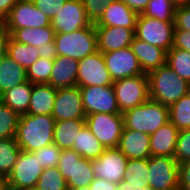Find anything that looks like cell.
<instances>
[{"mask_svg":"<svg viewBox=\"0 0 190 190\" xmlns=\"http://www.w3.org/2000/svg\"><path fill=\"white\" fill-rule=\"evenodd\" d=\"M55 122L51 115H20L15 141L25 152H33L52 144Z\"/></svg>","mask_w":190,"mask_h":190,"instance_id":"1","label":"cell"},{"mask_svg":"<svg viewBox=\"0 0 190 190\" xmlns=\"http://www.w3.org/2000/svg\"><path fill=\"white\" fill-rule=\"evenodd\" d=\"M150 99L169 107L190 92V83L164 65L147 74Z\"/></svg>","mask_w":190,"mask_h":190,"instance_id":"2","label":"cell"},{"mask_svg":"<svg viewBox=\"0 0 190 190\" xmlns=\"http://www.w3.org/2000/svg\"><path fill=\"white\" fill-rule=\"evenodd\" d=\"M122 116L123 128L152 134L169 122V109L149 98L145 103L122 113Z\"/></svg>","mask_w":190,"mask_h":190,"instance_id":"3","label":"cell"},{"mask_svg":"<svg viewBox=\"0 0 190 190\" xmlns=\"http://www.w3.org/2000/svg\"><path fill=\"white\" fill-rule=\"evenodd\" d=\"M58 56H66L80 61L98 51L94 24L71 33H59L54 36Z\"/></svg>","mask_w":190,"mask_h":190,"instance_id":"4","label":"cell"},{"mask_svg":"<svg viewBox=\"0 0 190 190\" xmlns=\"http://www.w3.org/2000/svg\"><path fill=\"white\" fill-rule=\"evenodd\" d=\"M57 167L66 179L68 189L89 187L95 179L92 160L81 157L73 149L61 151Z\"/></svg>","mask_w":190,"mask_h":190,"instance_id":"5","label":"cell"},{"mask_svg":"<svg viewBox=\"0 0 190 190\" xmlns=\"http://www.w3.org/2000/svg\"><path fill=\"white\" fill-rule=\"evenodd\" d=\"M112 86L121 114L150 98L148 76L145 73L115 80Z\"/></svg>","mask_w":190,"mask_h":190,"instance_id":"6","label":"cell"},{"mask_svg":"<svg viewBox=\"0 0 190 190\" xmlns=\"http://www.w3.org/2000/svg\"><path fill=\"white\" fill-rule=\"evenodd\" d=\"M174 22H163L138 14L135 38L168 52L173 46Z\"/></svg>","mask_w":190,"mask_h":190,"instance_id":"7","label":"cell"},{"mask_svg":"<svg viewBox=\"0 0 190 190\" xmlns=\"http://www.w3.org/2000/svg\"><path fill=\"white\" fill-rule=\"evenodd\" d=\"M44 169L33 152H20L12 172L4 181V187L10 190L35 188Z\"/></svg>","mask_w":190,"mask_h":190,"instance_id":"8","label":"cell"},{"mask_svg":"<svg viewBox=\"0 0 190 190\" xmlns=\"http://www.w3.org/2000/svg\"><path fill=\"white\" fill-rule=\"evenodd\" d=\"M174 157L151 156L148 158V184L152 190H178L179 168Z\"/></svg>","mask_w":190,"mask_h":190,"instance_id":"9","label":"cell"},{"mask_svg":"<svg viewBox=\"0 0 190 190\" xmlns=\"http://www.w3.org/2000/svg\"><path fill=\"white\" fill-rule=\"evenodd\" d=\"M85 125L105 148L118 147L124 127L122 114L94 113L87 115Z\"/></svg>","mask_w":190,"mask_h":190,"instance_id":"10","label":"cell"},{"mask_svg":"<svg viewBox=\"0 0 190 190\" xmlns=\"http://www.w3.org/2000/svg\"><path fill=\"white\" fill-rule=\"evenodd\" d=\"M1 25L5 29L41 28L51 26V20L32 0H18Z\"/></svg>","mask_w":190,"mask_h":190,"instance_id":"11","label":"cell"},{"mask_svg":"<svg viewBox=\"0 0 190 190\" xmlns=\"http://www.w3.org/2000/svg\"><path fill=\"white\" fill-rule=\"evenodd\" d=\"M113 83L102 52L96 51L79 61L77 86H108Z\"/></svg>","mask_w":190,"mask_h":190,"instance_id":"12","label":"cell"},{"mask_svg":"<svg viewBox=\"0 0 190 190\" xmlns=\"http://www.w3.org/2000/svg\"><path fill=\"white\" fill-rule=\"evenodd\" d=\"M85 114H121L114 88L108 86L80 87Z\"/></svg>","mask_w":190,"mask_h":190,"instance_id":"13","label":"cell"},{"mask_svg":"<svg viewBox=\"0 0 190 190\" xmlns=\"http://www.w3.org/2000/svg\"><path fill=\"white\" fill-rule=\"evenodd\" d=\"M128 158L116 147L106 148L102 155L92 160L95 177L120 185L126 175Z\"/></svg>","mask_w":190,"mask_h":190,"instance_id":"14","label":"cell"},{"mask_svg":"<svg viewBox=\"0 0 190 190\" xmlns=\"http://www.w3.org/2000/svg\"><path fill=\"white\" fill-rule=\"evenodd\" d=\"M92 25L82 0H67L51 20L55 34L71 33Z\"/></svg>","mask_w":190,"mask_h":190,"instance_id":"15","label":"cell"},{"mask_svg":"<svg viewBox=\"0 0 190 190\" xmlns=\"http://www.w3.org/2000/svg\"><path fill=\"white\" fill-rule=\"evenodd\" d=\"M52 117L55 121L86 118L79 86L57 89Z\"/></svg>","mask_w":190,"mask_h":190,"instance_id":"16","label":"cell"},{"mask_svg":"<svg viewBox=\"0 0 190 190\" xmlns=\"http://www.w3.org/2000/svg\"><path fill=\"white\" fill-rule=\"evenodd\" d=\"M102 54L113 81L144 74L131 47Z\"/></svg>","mask_w":190,"mask_h":190,"instance_id":"17","label":"cell"},{"mask_svg":"<svg viewBox=\"0 0 190 190\" xmlns=\"http://www.w3.org/2000/svg\"><path fill=\"white\" fill-rule=\"evenodd\" d=\"M98 51L105 53L130 47L135 29L95 26Z\"/></svg>","mask_w":190,"mask_h":190,"instance_id":"18","label":"cell"},{"mask_svg":"<svg viewBox=\"0 0 190 190\" xmlns=\"http://www.w3.org/2000/svg\"><path fill=\"white\" fill-rule=\"evenodd\" d=\"M128 159L151 157L150 134L123 128L117 147Z\"/></svg>","mask_w":190,"mask_h":190,"instance_id":"19","label":"cell"},{"mask_svg":"<svg viewBox=\"0 0 190 190\" xmlns=\"http://www.w3.org/2000/svg\"><path fill=\"white\" fill-rule=\"evenodd\" d=\"M138 14L122 0H115L107 5L100 19L94 26L124 27L135 29Z\"/></svg>","mask_w":190,"mask_h":190,"instance_id":"20","label":"cell"},{"mask_svg":"<svg viewBox=\"0 0 190 190\" xmlns=\"http://www.w3.org/2000/svg\"><path fill=\"white\" fill-rule=\"evenodd\" d=\"M131 49L137 56L138 62L143 73L148 74L152 70H156L166 65L167 52L157 46L148 44L137 38H133Z\"/></svg>","mask_w":190,"mask_h":190,"instance_id":"21","label":"cell"},{"mask_svg":"<svg viewBox=\"0 0 190 190\" xmlns=\"http://www.w3.org/2000/svg\"><path fill=\"white\" fill-rule=\"evenodd\" d=\"M78 63V60L66 56H57L53 60L48 84L56 89L77 86Z\"/></svg>","mask_w":190,"mask_h":190,"instance_id":"22","label":"cell"},{"mask_svg":"<svg viewBox=\"0 0 190 190\" xmlns=\"http://www.w3.org/2000/svg\"><path fill=\"white\" fill-rule=\"evenodd\" d=\"M179 130L169 121L150 134L151 156L174 157Z\"/></svg>","mask_w":190,"mask_h":190,"instance_id":"23","label":"cell"},{"mask_svg":"<svg viewBox=\"0 0 190 190\" xmlns=\"http://www.w3.org/2000/svg\"><path fill=\"white\" fill-rule=\"evenodd\" d=\"M57 89L50 84H33L31 99L27 114L51 115Z\"/></svg>","mask_w":190,"mask_h":190,"instance_id":"24","label":"cell"},{"mask_svg":"<svg viewBox=\"0 0 190 190\" xmlns=\"http://www.w3.org/2000/svg\"><path fill=\"white\" fill-rule=\"evenodd\" d=\"M10 37L22 44L36 48L48 46L54 42L55 31L52 26L41 28L6 29Z\"/></svg>","mask_w":190,"mask_h":190,"instance_id":"25","label":"cell"},{"mask_svg":"<svg viewBox=\"0 0 190 190\" xmlns=\"http://www.w3.org/2000/svg\"><path fill=\"white\" fill-rule=\"evenodd\" d=\"M27 81L26 69L6 53L0 60V95Z\"/></svg>","mask_w":190,"mask_h":190,"instance_id":"26","label":"cell"},{"mask_svg":"<svg viewBox=\"0 0 190 190\" xmlns=\"http://www.w3.org/2000/svg\"><path fill=\"white\" fill-rule=\"evenodd\" d=\"M33 84L30 81L6 90L0 95V100L19 116L27 114Z\"/></svg>","mask_w":190,"mask_h":190,"instance_id":"27","label":"cell"},{"mask_svg":"<svg viewBox=\"0 0 190 190\" xmlns=\"http://www.w3.org/2000/svg\"><path fill=\"white\" fill-rule=\"evenodd\" d=\"M85 119L56 121L54 126V144L61 150L72 149Z\"/></svg>","mask_w":190,"mask_h":190,"instance_id":"28","label":"cell"},{"mask_svg":"<svg viewBox=\"0 0 190 190\" xmlns=\"http://www.w3.org/2000/svg\"><path fill=\"white\" fill-rule=\"evenodd\" d=\"M81 157L89 160L98 159L105 151V146L84 125L76 138L73 148Z\"/></svg>","mask_w":190,"mask_h":190,"instance_id":"29","label":"cell"},{"mask_svg":"<svg viewBox=\"0 0 190 190\" xmlns=\"http://www.w3.org/2000/svg\"><path fill=\"white\" fill-rule=\"evenodd\" d=\"M148 159H128L126 175L120 184L122 188L147 187Z\"/></svg>","mask_w":190,"mask_h":190,"instance_id":"30","label":"cell"},{"mask_svg":"<svg viewBox=\"0 0 190 190\" xmlns=\"http://www.w3.org/2000/svg\"><path fill=\"white\" fill-rule=\"evenodd\" d=\"M7 54L26 70L39 58L38 48L19 43L11 37L7 42Z\"/></svg>","mask_w":190,"mask_h":190,"instance_id":"31","label":"cell"},{"mask_svg":"<svg viewBox=\"0 0 190 190\" xmlns=\"http://www.w3.org/2000/svg\"><path fill=\"white\" fill-rule=\"evenodd\" d=\"M20 152L15 138L0 139V177L3 181L12 172Z\"/></svg>","mask_w":190,"mask_h":190,"instance_id":"32","label":"cell"},{"mask_svg":"<svg viewBox=\"0 0 190 190\" xmlns=\"http://www.w3.org/2000/svg\"><path fill=\"white\" fill-rule=\"evenodd\" d=\"M169 121L179 130L190 129V92L170 105Z\"/></svg>","mask_w":190,"mask_h":190,"instance_id":"33","label":"cell"},{"mask_svg":"<svg viewBox=\"0 0 190 190\" xmlns=\"http://www.w3.org/2000/svg\"><path fill=\"white\" fill-rule=\"evenodd\" d=\"M177 4L172 0H150L142 15L163 22H174Z\"/></svg>","mask_w":190,"mask_h":190,"instance_id":"34","label":"cell"},{"mask_svg":"<svg viewBox=\"0 0 190 190\" xmlns=\"http://www.w3.org/2000/svg\"><path fill=\"white\" fill-rule=\"evenodd\" d=\"M166 65L179 77L190 83V52L179 48H171L167 52Z\"/></svg>","mask_w":190,"mask_h":190,"instance_id":"35","label":"cell"},{"mask_svg":"<svg viewBox=\"0 0 190 190\" xmlns=\"http://www.w3.org/2000/svg\"><path fill=\"white\" fill-rule=\"evenodd\" d=\"M37 190H68L66 179L62 176L58 167L46 168L41 173Z\"/></svg>","mask_w":190,"mask_h":190,"instance_id":"36","label":"cell"},{"mask_svg":"<svg viewBox=\"0 0 190 190\" xmlns=\"http://www.w3.org/2000/svg\"><path fill=\"white\" fill-rule=\"evenodd\" d=\"M20 116L0 100V139L15 138Z\"/></svg>","mask_w":190,"mask_h":190,"instance_id":"37","label":"cell"},{"mask_svg":"<svg viewBox=\"0 0 190 190\" xmlns=\"http://www.w3.org/2000/svg\"><path fill=\"white\" fill-rule=\"evenodd\" d=\"M53 68V60L38 58L27 70V79L32 84L49 83Z\"/></svg>","mask_w":190,"mask_h":190,"instance_id":"38","label":"cell"},{"mask_svg":"<svg viewBox=\"0 0 190 190\" xmlns=\"http://www.w3.org/2000/svg\"><path fill=\"white\" fill-rule=\"evenodd\" d=\"M61 149L58 148L54 143L49 144L41 149L33 151V154L36 156L40 162L42 169L57 167Z\"/></svg>","mask_w":190,"mask_h":190,"instance_id":"39","label":"cell"},{"mask_svg":"<svg viewBox=\"0 0 190 190\" xmlns=\"http://www.w3.org/2000/svg\"><path fill=\"white\" fill-rule=\"evenodd\" d=\"M174 158L178 164L190 161V129L179 131Z\"/></svg>","mask_w":190,"mask_h":190,"instance_id":"40","label":"cell"},{"mask_svg":"<svg viewBox=\"0 0 190 190\" xmlns=\"http://www.w3.org/2000/svg\"><path fill=\"white\" fill-rule=\"evenodd\" d=\"M87 16L92 24H95L107 8V5L115 0H82Z\"/></svg>","mask_w":190,"mask_h":190,"instance_id":"41","label":"cell"},{"mask_svg":"<svg viewBox=\"0 0 190 190\" xmlns=\"http://www.w3.org/2000/svg\"><path fill=\"white\" fill-rule=\"evenodd\" d=\"M67 0H32L34 5L52 20Z\"/></svg>","mask_w":190,"mask_h":190,"instance_id":"42","label":"cell"},{"mask_svg":"<svg viewBox=\"0 0 190 190\" xmlns=\"http://www.w3.org/2000/svg\"><path fill=\"white\" fill-rule=\"evenodd\" d=\"M174 27V30L190 31V3L177 5Z\"/></svg>","mask_w":190,"mask_h":190,"instance_id":"43","label":"cell"},{"mask_svg":"<svg viewBox=\"0 0 190 190\" xmlns=\"http://www.w3.org/2000/svg\"><path fill=\"white\" fill-rule=\"evenodd\" d=\"M172 48H179L190 52V31L174 30Z\"/></svg>","mask_w":190,"mask_h":190,"instance_id":"44","label":"cell"},{"mask_svg":"<svg viewBox=\"0 0 190 190\" xmlns=\"http://www.w3.org/2000/svg\"><path fill=\"white\" fill-rule=\"evenodd\" d=\"M179 187L178 190H190V161L178 165Z\"/></svg>","mask_w":190,"mask_h":190,"instance_id":"45","label":"cell"},{"mask_svg":"<svg viewBox=\"0 0 190 190\" xmlns=\"http://www.w3.org/2000/svg\"><path fill=\"white\" fill-rule=\"evenodd\" d=\"M118 186L117 183L95 177L93 182L89 185V190H116Z\"/></svg>","mask_w":190,"mask_h":190,"instance_id":"46","label":"cell"},{"mask_svg":"<svg viewBox=\"0 0 190 190\" xmlns=\"http://www.w3.org/2000/svg\"><path fill=\"white\" fill-rule=\"evenodd\" d=\"M38 51L39 58L54 60L58 56L54 42H51L48 46L39 47Z\"/></svg>","mask_w":190,"mask_h":190,"instance_id":"47","label":"cell"},{"mask_svg":"<svg viewBox=\"0 0 190 190\" xmlns=\"http://www.w3.org/2000/svg\"><path fill=\"white\" fill-rule=\"evenodd\" d=\"M122 1L137 14H142L150 0H122Z\"/></svg>","mask_w":190,"mask_h":190,"instance_id":"48","label":"cell"},{"mask_svg":"<svg viewBox=\"0 0 190 190\" xmlns=\"http://www.w3.org/2000/svg\"><path fill=\"white\" fill-rule=\"evenodd\" d=\"M9 37H10V34L0 24V60L7 53V42H8Z\"/></svg>","mask_w":190,"mask_h":190,"instance_id":"49","label":"cell"},{"mask_svg":"<svg viewBox=\"0 0 190 190\" xmlns=\"http://www.w3.org/2000/svg\"><path fill=\"white\" fill-rule=\"evenodd\" d=\"M18 0H0V24L9 14L10 9L17 3Z\"/></svg>","mask_w":190,"mask_h":190,"instance_id":"50","label":"cell"},{"mask_svg":"<svg viewBox=\"0 0 190 190\" xmlns=\"http://www.w3.org/2000/svg\"><path fill=\"white\" fill-rule=\"evenodd\" d=\"M124 190H152L149 186L147 187H128V188H124Z\"/></svg>","mask_w":190,"mask_h":190,"instance_id":"51","label":"cell"},{"mask_svg":"<svg viewBox=\"0 0 190 190\" xmlns=\"http://www.w3.org/2000/svg\"><path fill=\"white\" fill-rule=\"evenodd\" d=\"M172 1H174L177 5L190 3V0H172Z\"/></svg>","mask_w":190,"mask_h":190,"instance_id":"52","label":"cell"},{"mask_svg":"<svg viewBox=\"0 0 190 190\" xmlns=\"http://www.w3.org/2000/svg\"><path fill=\"white\" fill-rule=\"evenodd\" d=\"M68 190H89V187H79V188L68 189Z\"/></svg>","mask_w":190,"mask_h":190,"instance_id":"53","label":"cell"},{"mask_svg":"<svg viewBox=\"0 0 190 190\" xmlns=\"http://www.w3.org/2000/svg\"><path fill=\"white\" fill-rule=\"evenodd\" d=\"M4 187V181L2 180V178L0 177V190Z\"/></svg>","mask_w":190,"mask_h":190,"instance_id":"54","label":"cell"},{"mask_svg":"<svg viewBox=\"0 0 190 190\" xmlns=\"http://www.w3.org/2000/svg\"><path fill=\"white\" fill-rule=\"evenodd\" d=\"M116 190H124V188H122V187L119 185Z\"/></svg>","mask_w":190,"mask_h":190,"instance_id":"55","label":"cell"},{"mask_svg":"<svg viewBox=\"0 0 190 190\" xmlns=\"http://www.w3.org/2000/svg\"><path fill=\"white\" fill-rule=\"evenodd\" d=\"M24 190H37V189H35V188H31V189H24Z\"/></svg>","mask_w":190,"mask_h":190,"instance_id":"56","label":"cell"},{"mask_svg":"<svg viewBox=\"0 0 190 190\" xmlns=\"http://www.w3.org/2000/svg\"><path fill=\"white\" fill-rule=\"evenodd\" d=\"M1 190H10V189H7V188L3 187Z\"/></svg>","mask_w":190,"mask_h":190,"instance_id":"57","label":"cell"}]
</instances>
